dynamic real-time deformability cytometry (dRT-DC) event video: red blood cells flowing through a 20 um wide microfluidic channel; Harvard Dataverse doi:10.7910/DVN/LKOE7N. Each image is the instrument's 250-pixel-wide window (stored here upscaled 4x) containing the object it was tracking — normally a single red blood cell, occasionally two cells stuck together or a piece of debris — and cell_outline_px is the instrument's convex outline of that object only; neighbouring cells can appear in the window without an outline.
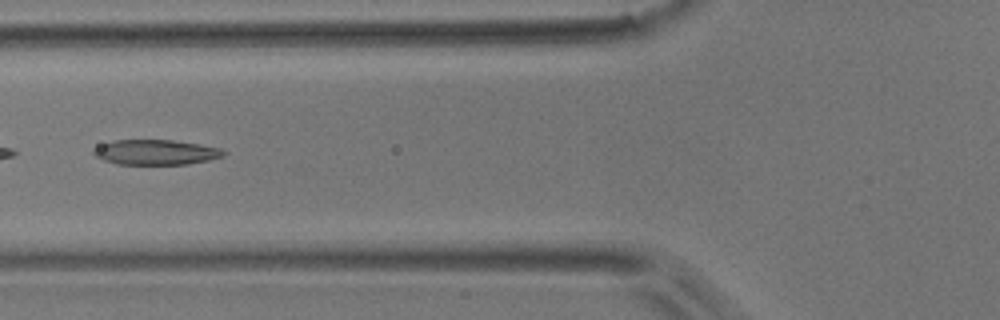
{"species": "common noctule bat (a hibernating species)", "species_latin": "Nyctalus noctula", "temperature_condition": "room temperature", "stored_images_in_passage": 13, "camera_frame_rate_fps": 3000, "um_per_image_px": 0.085, "animal": {"sex": "male", "body_mass_g": 17.9}, "frame": {"image": 1, "passage_image": 7, "time_ms": 2.0, "image_size_px": [1000, 320], "cell_outline_px": [[228, 152], [224, 156], [208, 160], [188, 164], [116, 164], [104, 160], [96, 156], [92, 152], [100, 144], [116, 140], [172, 140], [200, 144], [220, 148]], "centroid_in_image_um": [13.27, 12.94], "position_along_channel_um": 112.5, "area_um2": 18.96}}
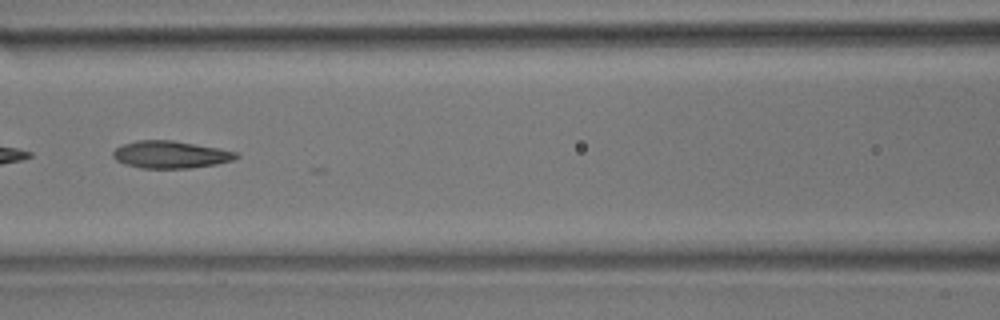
{"frame": {"image": 2, "passage_image": 10, "time_ms": 3.0, "image_size_px": [1000, 320], "cell_outline_px": [[240, 156], [236, 160], [216, 164], [192, 168], [140, 168], [124, 164], [116, 160], [112, 156], [112, 152], [116, 148], [124, 144], [136, 140], [172, 140], [220, 148], [236, 152]], "centroid_in_image_um": [14.51, 13.14], "position_along_channel_um": 152.1, "area_um2": 19.77}}